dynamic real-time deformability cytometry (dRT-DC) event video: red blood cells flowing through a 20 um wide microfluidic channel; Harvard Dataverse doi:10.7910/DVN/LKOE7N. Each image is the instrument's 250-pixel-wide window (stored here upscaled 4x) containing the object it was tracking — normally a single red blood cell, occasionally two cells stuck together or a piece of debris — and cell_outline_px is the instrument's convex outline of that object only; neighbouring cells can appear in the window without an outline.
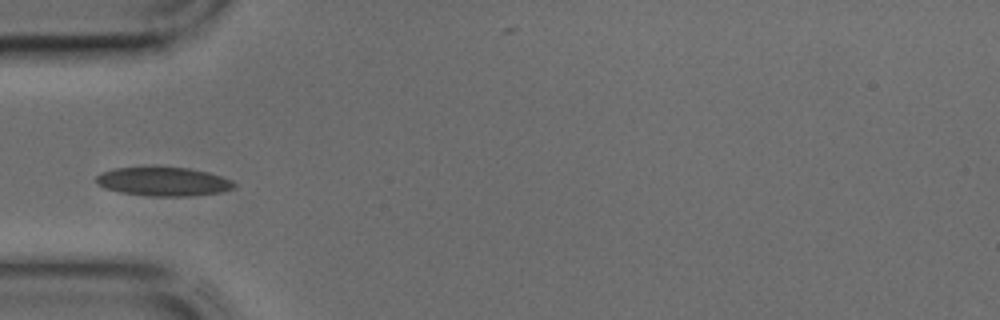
{"species": "common noctule bat (a hibernating species)", "species_latin": "Nyctalus noctula", "temperature_condition": "cold", "stored_images_in_passage": 23, "camera_frame_rate_fps": 3000, "um_per_image_px": 0.085, "animal": {"sex": "male", "body_mass_g": 17.9, "forearm_length_mm": 54.2}, "frame": {"image": 1, "passage_image": 4, "time_ms": 1.0, "image_size_px": [1000, 320], "cell_outline_px": [[236, 188], [220, 192], [192, 196], [148, 196], [120, 192], [104, 188], [96, 184], [96, 176], [100, 172], [112, 168], [188, 168], [208, 172], [232, 180], [236, 184]], "centroid_in_image_um": [13.88, 15.45], "position_along_channel_um": 71.1, "area_um2": 23.12}}
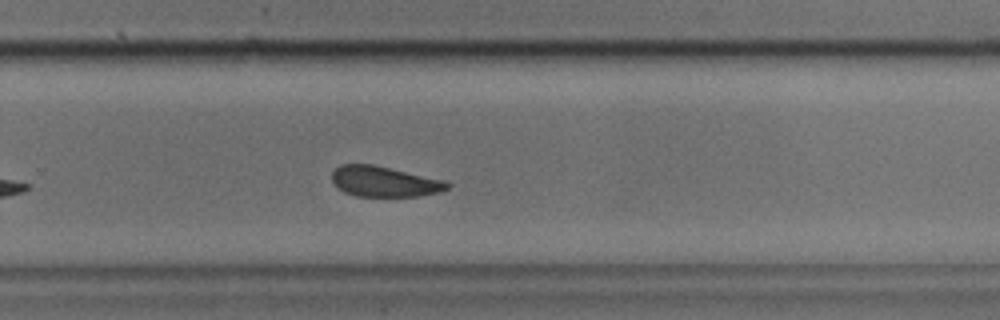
{"frame": {"image": 2, "passage_image": 19, "time_ms": 6.0, "image_size_px": [1000, 320], "cell_outline_px": [[452, 184], [448, 188], [440, 192], [416, 196], [356, 196], [344, 192], [336, 188], [332, 180], [332, 172], [340, 164], [372, 164], [448, 180]], "centroid_in_image_um": [32.69, 15.42], "position_along_channel_um": 297.1, "area_um2": 20.75}}